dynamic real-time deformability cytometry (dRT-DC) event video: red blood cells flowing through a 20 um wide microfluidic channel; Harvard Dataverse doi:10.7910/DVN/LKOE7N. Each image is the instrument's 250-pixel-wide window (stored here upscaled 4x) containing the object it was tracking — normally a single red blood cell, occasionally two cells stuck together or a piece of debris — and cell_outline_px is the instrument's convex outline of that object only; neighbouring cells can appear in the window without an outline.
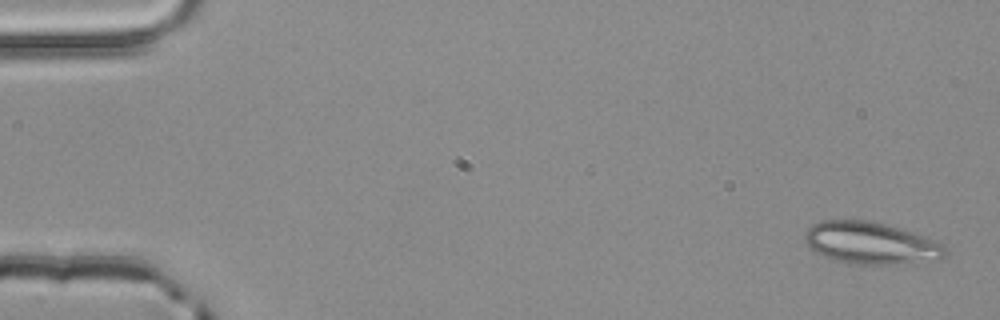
{"species": "common noctule bat (a hibernating species)", "species_latin": "Nyctalus noctula", "temperature_condition": "room temperature", "stored_images_in_passage": 4, "camera_frame_rate_fps": 3000, "um_per_image_px": 0.085, "animal": {"sex": "male", "body_mass_g": 20.4}, "frame": {"image": 1, "passage_image": 1, "time_ms": 0.0, "image_size_px": [1000, 320], "cell_outline_px": [[948, 252], [944, 256], [936, 260], [896, 264], [852, 264], [832, 260], [812, 252], [808, 248], [804, 236], [804, 232], [812, 224], [820, 220], [864, 220], [884, 224], [900, 228], [928, 236], [944, 244], [948, 248]], "centroid_in_image_um": [74.01, 20.67], "position_along_channel_um": 11.0, "area_um2": 35.03}}